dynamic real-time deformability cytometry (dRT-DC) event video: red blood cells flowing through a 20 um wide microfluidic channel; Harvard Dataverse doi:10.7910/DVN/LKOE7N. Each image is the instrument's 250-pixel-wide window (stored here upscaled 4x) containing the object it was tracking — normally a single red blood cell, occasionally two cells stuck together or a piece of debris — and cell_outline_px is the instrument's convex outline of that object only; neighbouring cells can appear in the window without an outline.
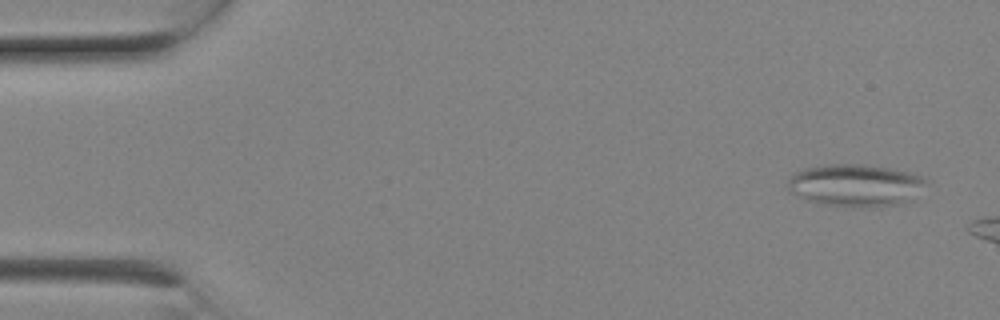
{"species": "Egyptian fruit bat (a non-hibernating species)", "species_latin": "Rousettus aegyptiacus", "temperature_condition": "room temperature", "stored_images_in_passage": 4, "camera_frame_rate_fps": 3000, "um_per_image_px": 0.085, "animal": {"sex": "female"}, "frame": {"image": 1, "passage_image": 1, "time_ms": 0.0, "image_size_px": [1000, 320], "cell_outline_px": [[928, 180], [916, 200], [876, 208], [864, 208], [820, 204], [804, 200], [788, 192], [788, 180], [792, 172], [804, 168], [824, 164], [864, 164], [888, 168], [908, 172], [920, 176]], "centroid_in_image_um": [72.7, 15.77], "position_along_channel_um": 12.3, "area_um2": 35.03}}